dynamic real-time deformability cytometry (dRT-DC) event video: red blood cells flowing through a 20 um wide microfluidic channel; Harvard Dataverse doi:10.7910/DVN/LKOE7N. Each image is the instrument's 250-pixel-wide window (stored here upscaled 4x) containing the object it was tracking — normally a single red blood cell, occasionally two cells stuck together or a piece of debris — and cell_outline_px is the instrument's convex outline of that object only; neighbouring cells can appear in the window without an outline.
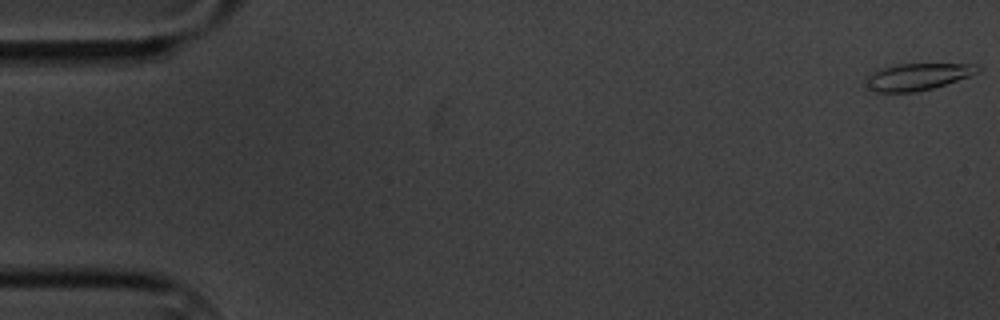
{"species": "common noctule bat (a hibernating species)", "species_latin": "Nyctalus noctula", "temperature_condition": "cold", "stored_images_in_passage": 7, "camera_frame_rate_fps": 3000, "um_per_image_px": 0.085, "animal": {"sex": "male", "body_mass_g": 20.1, "forearm_length_mm": 53.5}, "frame": {"image": 1, "passage_image": 1, "time_ms": 0.0, "image_size_px": [1000, 320], "cell_outline_px": [[980, 72], [932, 88], [912, 92], [876, 92], [868, 84], [864, 76], [884, 68], [896, 64], [976, 64], [980, 68]], "centroid_in_image_um": [78.0, 6.51], "position_along_channel_um": 7.0, "area_um2": 17.05}}
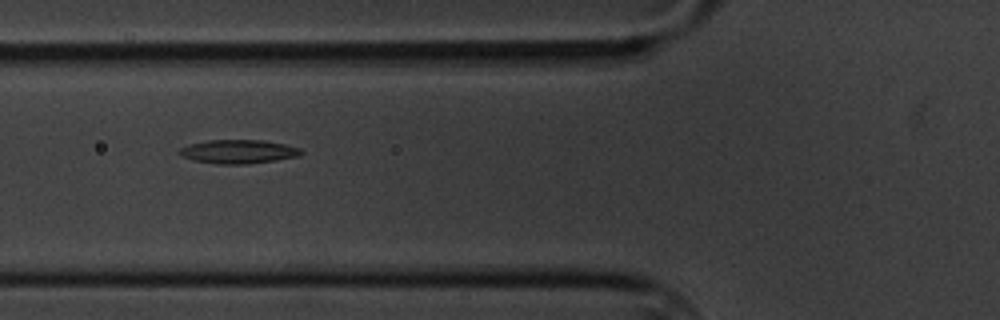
{"frame": {"image": 2, "passage_image": 7, "time_ms": 7.0, "image_size_px": [1000, 320], "cell_outline_px": [[304, 152], [300, 156], [276, 160], [248, 164], [216, 164], [192, 160], [180, 156], [176, 152], [180, 148], [188, 144], [208, 140], [264, 140], [284, 144], [300, 148]], "centroid_in_image_um": [20.23, 12.89], "position_along_channel_um": 105.6, "area_um2": 17.11}}